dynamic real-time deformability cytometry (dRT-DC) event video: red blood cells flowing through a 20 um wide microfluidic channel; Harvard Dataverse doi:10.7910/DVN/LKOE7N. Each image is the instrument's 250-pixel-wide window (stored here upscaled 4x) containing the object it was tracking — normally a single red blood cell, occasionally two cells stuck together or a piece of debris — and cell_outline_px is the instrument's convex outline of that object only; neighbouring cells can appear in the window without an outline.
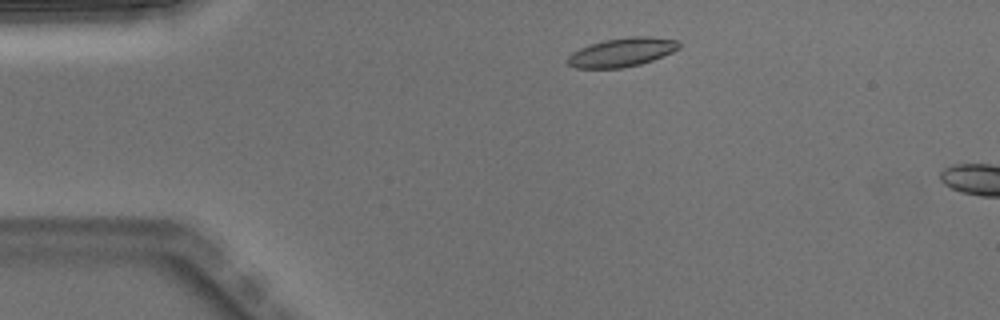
{"species": "Egyptian fruit bat (a non-hibernating species)", "species_latin": "Rousettus aegyptiacus", "temperature_condition": "warm", "stored_images_in_passage": 3, "camera_frame_rate_fps": 3000, "um_per_image_px": 0.085, "animal": {"sex": "male"}, "frame": {"image": 1, "passage_image": 2, "time_ms": 0.333, "image_size_px": [1000, 320], "cell_outline_px": [[680, 48], [672, 52], [652, 60], [640, 64], [620, 68], [576, 68], [568, 64], [568, 56], [572, 52], [580, 48], [604, 40], [632, 36], [648, 36], [676, 40], [680, 44]], "centroid_in_image_um": [52.86, 4.44], "position_along_channel_um": 32.1, "area_um2": 18.5}}